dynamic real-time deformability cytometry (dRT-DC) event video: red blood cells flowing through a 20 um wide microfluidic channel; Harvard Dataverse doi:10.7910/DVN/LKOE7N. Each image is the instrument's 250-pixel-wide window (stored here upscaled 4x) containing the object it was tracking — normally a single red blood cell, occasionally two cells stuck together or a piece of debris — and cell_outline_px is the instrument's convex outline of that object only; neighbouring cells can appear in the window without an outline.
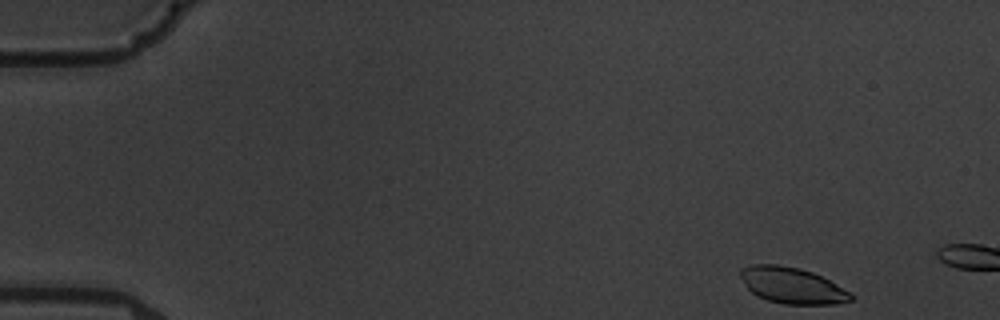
{"species": "common noctule bat (a hibernating species)", "species_latin": "Nyctalus noctula", "temperature_condition": "warm", "stored_images_in_passage": 4, "camera_frame_rate_fps": 3000, "um_per_image_px": 0.085, "animal": {"sex": "male", "body_mass_g": 19.5, "forearm_length_mm": 54.6}, "frame": {"image": 1, "passage_image": 1, "time_ms": 0.0, "image_size_px": [1000, 320], "cell_outline_px": [[852, 300], [836, 304], [784, 304], [768, 300], [756, 296], [744, 284], [740, 276], [740, 268], [752, 264], [776, 264], [800, 268], [812, 272], [828, 280], [848, 292], [852, 296]], "centroid_in_image_um": [67.26, 24.26], "position_along_channel_um": 17.7, "area_um2": 23.0}}